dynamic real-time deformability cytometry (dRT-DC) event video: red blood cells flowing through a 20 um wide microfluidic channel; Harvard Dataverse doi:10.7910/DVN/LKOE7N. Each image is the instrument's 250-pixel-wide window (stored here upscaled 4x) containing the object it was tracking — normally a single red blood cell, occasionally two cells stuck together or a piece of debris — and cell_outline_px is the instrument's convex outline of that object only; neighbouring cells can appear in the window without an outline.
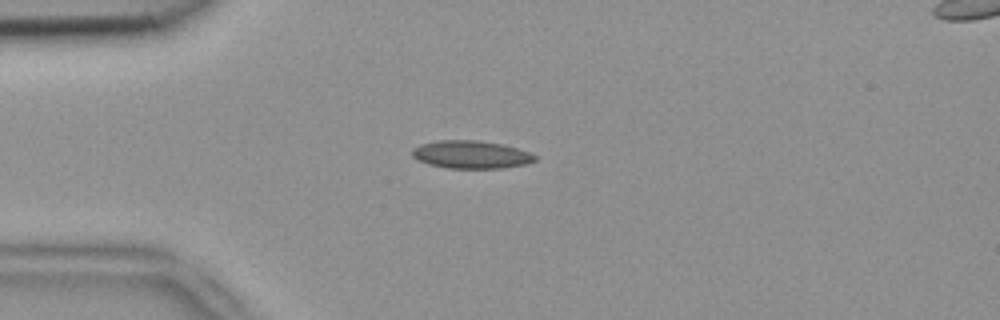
{"species": "common noctule bat (a hibernating species)", "species_latin": "Nyctalus noctula", "temperature_condition": "room temperature", "stored_images_in_passage": 5, "camera_frame_rate_fps": 3000, "um_per_image_px": 0.085, "animal": {"sex": "female", "body_mass_g": 18.4}, "frame": {"image": 1, "passage_image": 2, "time_ms": 0.333, "image_size_px": [1000, 320], "cell_outline_px": [[536, 160], [528, 164], [500, 168], [448, 168], [428, 164], [412, 156], [412, 148], [420, 144], [440, 140], [476, 140], [504, 144], [528, 152], [536, 156]], "centroid_in_image_um": [40.04, 13.13], "position_along_channel_um": 45.0, "area_um2": 19.88}}